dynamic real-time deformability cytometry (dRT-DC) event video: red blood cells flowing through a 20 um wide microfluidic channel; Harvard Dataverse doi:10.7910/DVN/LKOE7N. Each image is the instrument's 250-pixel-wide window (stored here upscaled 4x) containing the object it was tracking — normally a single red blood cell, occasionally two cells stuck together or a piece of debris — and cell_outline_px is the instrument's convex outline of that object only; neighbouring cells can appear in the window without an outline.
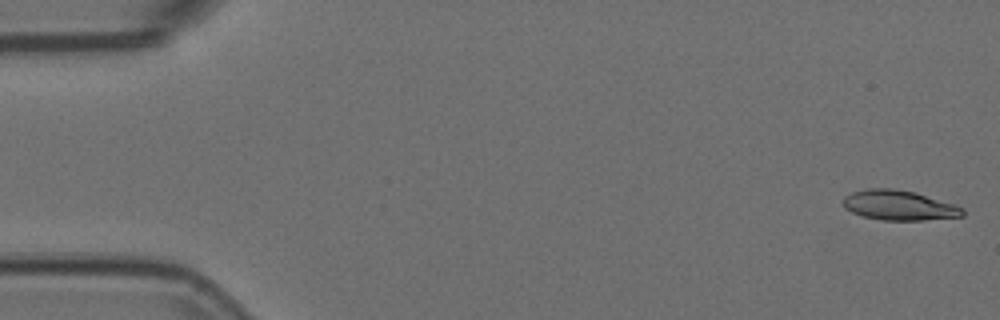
{"species": "Egyptian fruit bat (a non-hibernating species)", "species_latin": "Rousettus aegyptiacus", "temperature_condition": "room temperature", "stored_images_in_passage": 55, "camera_frame_rate_fps": 3000, "um_per_image_px": 0.085, "animal": {"sex": "female"}, "frame": {"image": 1, "passage_image": 1, "time_ms": 0.0, "image_size_px": [1000, 320], "cell_outline_px": [[964, 216], [924, 220], [884, 220], [864, 216], [852, 212], [844, 208], [840, 200], [844, 196], [852, 192], [864, 188], [892, 188], [916, 192], [964, 208]], "centroid_in_image_um": [76.37, 17.44], "position_along_channel_um": 8.6, "area_um2": 20.92}}
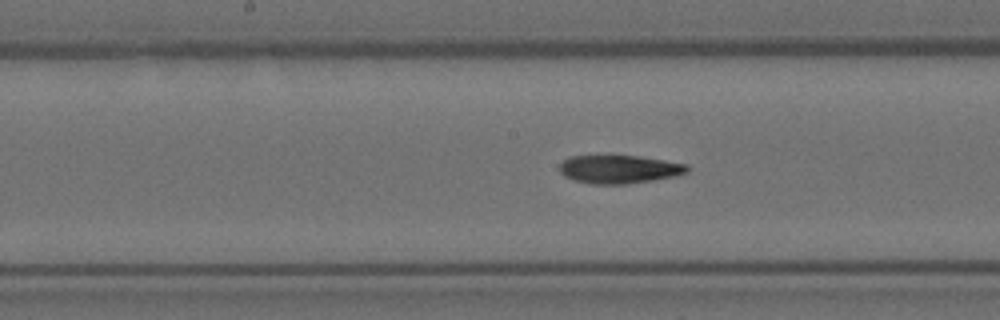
{"frame": {"image": 2, "passage_image": 27, "time_ms": 8.667, "image_size_px": [1000, 320], "cell_outline_px": [[688, 172], [676, 176], [656, 180], [624, 184], [592, 184], [572, 180], [564, 176], [560, 172], [560, 164], [568, 156], [636, 156], [664, 160], [688, 164]], "centroid_in_image_um": [52.63, 14.39], "position_along_channel_um": 195.6, "area_um2": 21.1}}
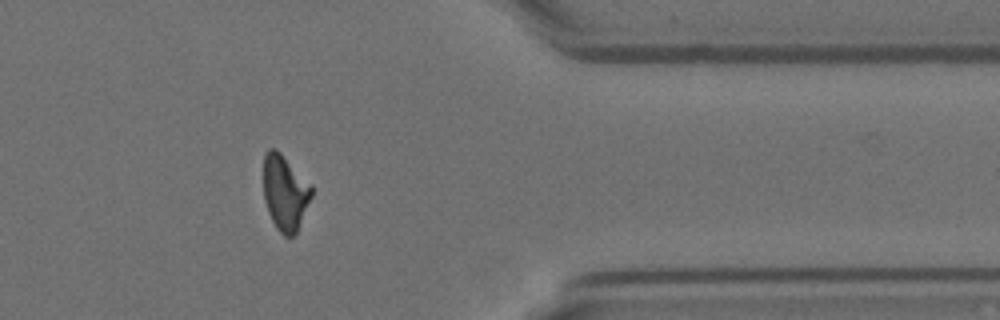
{"frame": {"image": 3, "passage_image": 44, "time_ms": 14.333, "image_size_px": [1000, 320], "cell_outline_px": [[312, 196], [296, 232], [292, 236], [284, 236], [276, 228], [268, 212], [264, 200], [264, 152], [268, 148], [276, 148], [312, 184]], "centroid_in_image_um": [24.22, 16.34], "position_along_channel_um": 387.2, "area_um2": 21.15}, "authors_computed_cell_mechanics": {"area_um2": 21.3282, "velocity_mm_per_s": 3.7224, "shape_relaxation_time_tau1_ms": 9.9525, "shape_relaxation_time_tau2_ms": 5.7436, "deformation_change_tau1": 0.268, "deformation_change_tau2": 0.143}}